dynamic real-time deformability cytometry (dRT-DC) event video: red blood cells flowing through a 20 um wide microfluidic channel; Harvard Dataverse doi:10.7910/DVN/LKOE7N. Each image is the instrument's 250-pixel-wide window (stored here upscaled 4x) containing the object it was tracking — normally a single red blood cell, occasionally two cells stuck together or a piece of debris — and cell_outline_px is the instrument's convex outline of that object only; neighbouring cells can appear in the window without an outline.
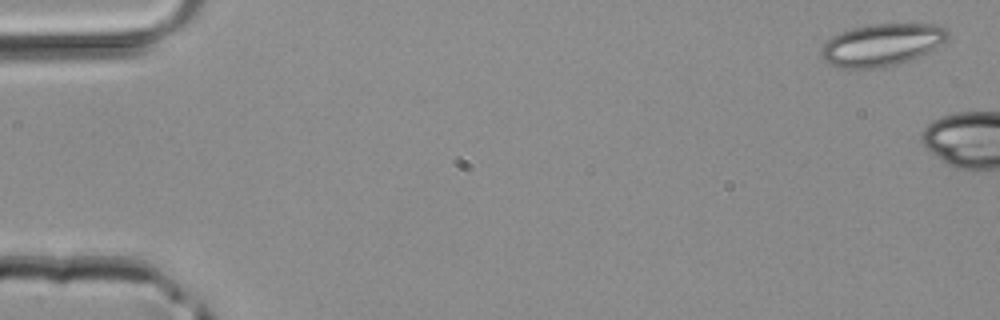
{"species": "common noctule bat (a hibernating species)", "species_latin": "Nyctalus noctula", "temperature_condition": "room temperature", "stored_images_in_passage": 2, "camera_frame_rate_fps": 3000, "um_per_image_px": 0.085, "animal": {"sex": "male", "body_mass_g": 20.4}, "frame": {"image": 1, "passage_image": 1, "time_ms": 0.0, "image_size_px": [1000, 320], "cell_outline_px": [[948, 40], [908, 60], [896, 64], [872, 68], [840, 68], [828, 64], [824, 60], [820, 52], [820, 48], [832, 36], [840, 32], [852, 28], [872, 24], [940, 24], [948, 32]], "centroid_in_image_um": [74.9, 3.79], "position_along_channel_um": 10.1, "area_um2": 30.75}}